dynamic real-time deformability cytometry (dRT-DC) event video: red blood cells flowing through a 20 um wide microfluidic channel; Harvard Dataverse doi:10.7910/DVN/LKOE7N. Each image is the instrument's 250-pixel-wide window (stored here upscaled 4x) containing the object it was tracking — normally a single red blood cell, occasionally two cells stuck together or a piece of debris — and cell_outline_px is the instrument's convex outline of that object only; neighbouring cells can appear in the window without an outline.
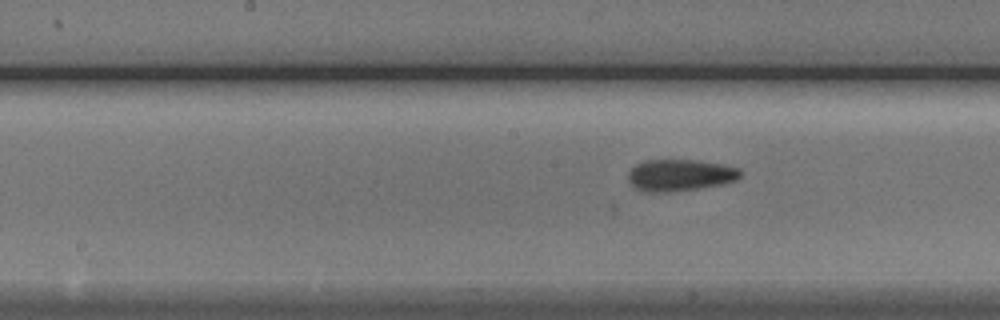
{"species": "Egyptian fruit bat (a non-hibernating species)", "species_latin": "Rousettus aegyptiacus", "temperature_condition": "cold", "stored_images_in_passage": 6, "segment_of_instrument_passage": [2, 2], "camera_frame_rate_fps": 3000, "um_per_image_px": 0.085, "animal": {"sex": "male"}, "frame": {"image": 1, "passage_image": 6, "time_ms": 6.667, "image_size_px": [1000, 320], "cell_outline_px": [[744, 172], [736, 180], [724, 184], [668, 192], [644, 192], [632, 188], [628, 180], [628, 172], [636, 164], [644, 160], [692, 160], [724, 164], [740, 168]], "centroid_in_image_um": [57.79, 14.89], "position_along_channel_um": 190.4, "area_um2": 20.98}}